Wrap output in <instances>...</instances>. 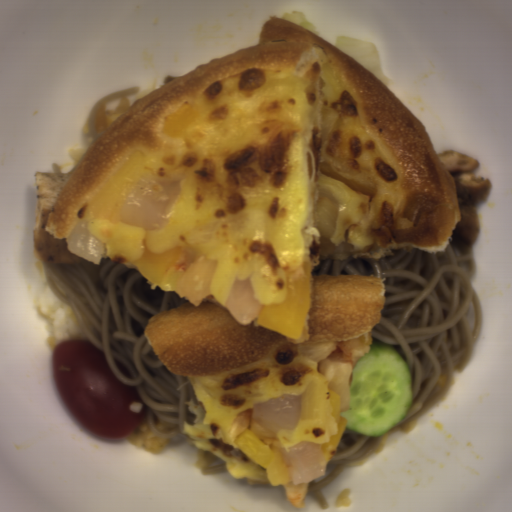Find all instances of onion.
<instances>
[{
  "label": "onion",
  "instance_id": "obj_1",
  "mask_svg": "<svg viewBox=\"0 0 512 512\" xmlns=\"http://www.w3.org/2000/svg\"><path fill=\"white\" fill-rule=\"evenodd\" d=\"M179 193L180 182L150 180L143 176L126 198L120 221L146 230H159L169 223Z\"/></svg>",
  "mask_w": 512,
  "mask_h": 512
},
{
  "label": "onion",
  "instance_id": "obj_2",
  "mask_svg": "<svg viewBox=\"0 0 512 512\" xmlns=\"http://www.w3.org/2000/svg\"><path fill=\"white\" fill-rule=\"evenodd\" d=\"M337 349V342L301 344L302 354L316 361V371L326 379L329 387L339 395V413L350 409L351 368L353 362L336 361L328 357Z\"/></svg>",
  "mask_w": 512,
  "mask_h": 512
},
{
  "label": "onion",
  "instance_id": "obj_3",
  "mask_svg": "<svg viewBox=\"0 0 512 512\" xmlns=\"http://www.w3.org/2000/svg\"><path fill=\"white\" fill-rule=\"evenodd\" d=\"M218 260L208 257L197 248L185 247V270L174 291L195 307L211 293L212 277Z\"/></svg>",
  "mask_w": 512,
  "mask_h": 512
},
{
  "label": "onion",
  "instance_id": "obj_4",
  "mask_svg": "<svg viewBox=\"0 0 512 512\" xmlns=\"http://www.w3.org/2000/svg\"><path fill=\"white\" fill-rule=\"evenodd\" d=\"M302 403L300 395L285 394L254 403V422L264 430L278 434L293 430L300 421Z\"/></svg>",
  "mask_w": 512,
  "mask_h": 512
},
{
  "label": "onion",
  "instance_id": "obj_5",
  "mask_svg": "<svg viewBox=\"0 0 512 512\" xmlns=\"http://www.w3.org/2000/svg\"><path fill=\"white\" fill-rule=\"evenodd\" d=\"M322 444L300 442L293 446L279 448L282 462L288 467L293 485L312 482L325 473L322 458Z\"/></svg>",
  "mask_w": 512,
  "mask_h": 512
},
{
  "label": "onion",
  "instance_id": "obj_6",
  "mask_svg": "<svg viewBox=\"0 0 512 512\" xmlns=\"http://www.w3.org/2000/svg\"><path fill=\"white\" fill-rule=\"evenodd\" d=\"M339 215V203L332 199L318 196L313 208L311 223L315 227L319 240V257L327 259L334 254H351L355 250L349 243L334 245L330 240L334 234Z\"/></svg>",
  "mask_w": 512,
  "mask_h": 512
},
{
  "label": "onion",
  "instance_id": "obj_7",
  "mask_svg": "<svg viewBox=\"0 0 512 512\" xmlns=\"http://www.w3.org/2000/svg\"><path fill=\"white\" fill-rule=\"evenodd\" d=\"M253 292L254 287L248 277L240 280L233 278L231 293L226 301L227 312L245 326L253 322L263 308L260 300L253 297Z\"/></svg>",
  "mask_w": 512,
  "mask_h": 512
},
{
  "label": "onion",
  "instance_id": "obj_8",
  "mask_svg": "<svg viewBox=\"0 0 512 512\" xmlns=\"http://www.w3.org/2000/svg\"><path fill=\"white\" fill-rule=\"evenodd\" d=\"M67 249L91 261L101 264L106 251V242L98 239L89 232L88 222L79 221L65 239Z\"/></svg>",
  "mask_w": 512,
  "mask_h": 512
},
{
  "label": "onion",
  "instance_id": "obj_9",
  "mask_svg": "<svg viewBox=\"0 0 512 512\" xmlns=\"http://www.w3.org/2000/svg\"><path fill=\"white\" fill-rule=\"evenodd\" d=\"M130 107L129 96L121 97L117 109H109L105 104L101 105L96 111L94 119V129L99 136L128 108Z\"/></svg>",
  "mask_w": 512,
  "mask_h": 512
}]
</instances>
